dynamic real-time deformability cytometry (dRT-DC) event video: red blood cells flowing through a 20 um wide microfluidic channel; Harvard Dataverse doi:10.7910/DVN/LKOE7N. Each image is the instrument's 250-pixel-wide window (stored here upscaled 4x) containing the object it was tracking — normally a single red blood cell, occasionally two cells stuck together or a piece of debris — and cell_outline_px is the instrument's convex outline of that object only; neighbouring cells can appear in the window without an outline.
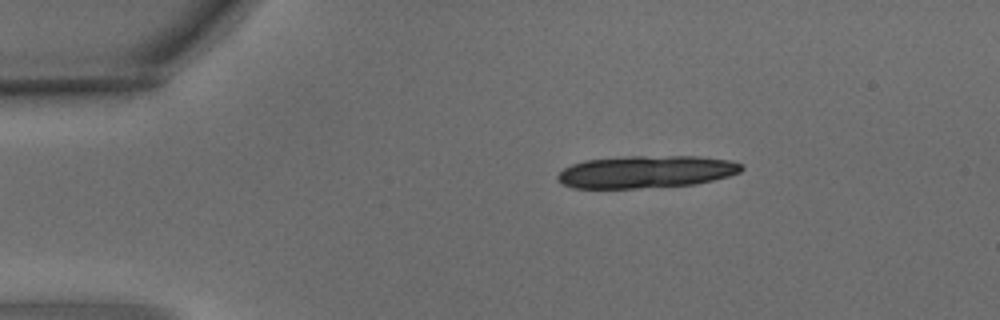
{"species": "common noctule bat (a hibernating species)", "species_latin": "Nyctalus noctula", "temperature_condition": "warm", "stored_images_in_passage": 8, "camera_frame_rate_fps": 3000, "um_per_image_px": 0.085, "animal": {"sex": "male", "body_mass_g": 15.6}, "frame": {"image": 1, "passage_image": 1, "time_ms": 0.0, "image_size_px": [1000, 320], "cell_outline_px": [[744, 168], [740, 172], [728, 176], [696, 184], [636, 188], [572, 188], [556, 180], [556, 176], [564, 168], [572, 164], [584, 160], [628, 156], [700, 156], [728, 160], [744, 164]], "centroid_in_image_um": [54.91, 14.59], "position_along_channel_um": 30.1, "area_um2": 34.8}}
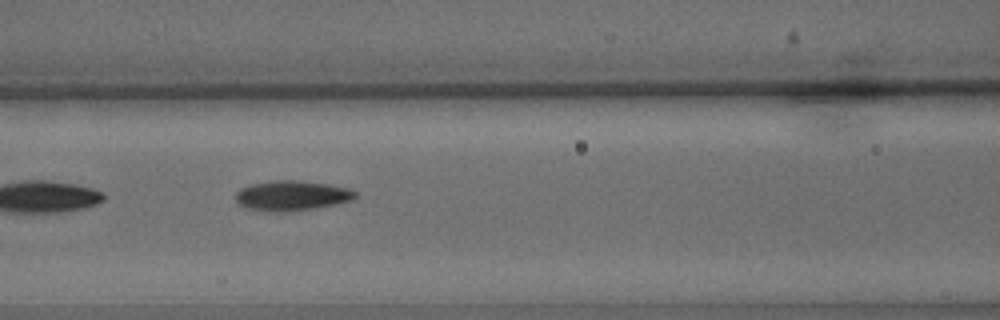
{"frame": {"image": 2, "passage_image": 5, "time_ms": 1.333, "image_size_px": [1000, 320], "cell_outline_px": [[356, 196], [352, 200], [336, 204], [316, 208], [284, 212], [272, 212], [248, 208], [240, 204], [236, 200], [236, 192], [240, 188], [252, 184], [276, 180], [300, 180], [328, 184], [348, 188], [356, 192]], "centroid_in_image_um": [24.81, 16.63], "position_along_channel_um": 141.8, "area_um2": 20.87}}
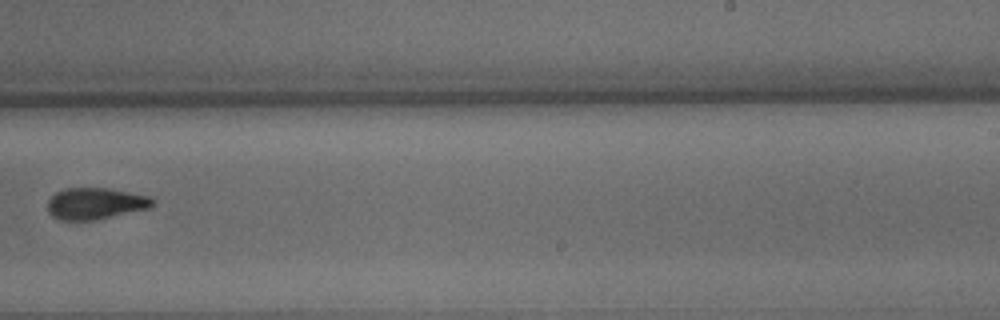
{"frame": {"image": 3, "passage_image": 8, "time_ms": 2.333, "image_size_px": [1000, 320], "cell_outline_px": [[156, 204], [148, 208], [96, 220], [60, 220], [52, 216], [48, 212], [48, 200], [56, 192], [64, 188], [108, 188], [148, 196], [156, 200]], "centroid_in_image_um": [8.1, 17.3], "position_along_channel_um": 280.9, "area_um2": 19.31}}